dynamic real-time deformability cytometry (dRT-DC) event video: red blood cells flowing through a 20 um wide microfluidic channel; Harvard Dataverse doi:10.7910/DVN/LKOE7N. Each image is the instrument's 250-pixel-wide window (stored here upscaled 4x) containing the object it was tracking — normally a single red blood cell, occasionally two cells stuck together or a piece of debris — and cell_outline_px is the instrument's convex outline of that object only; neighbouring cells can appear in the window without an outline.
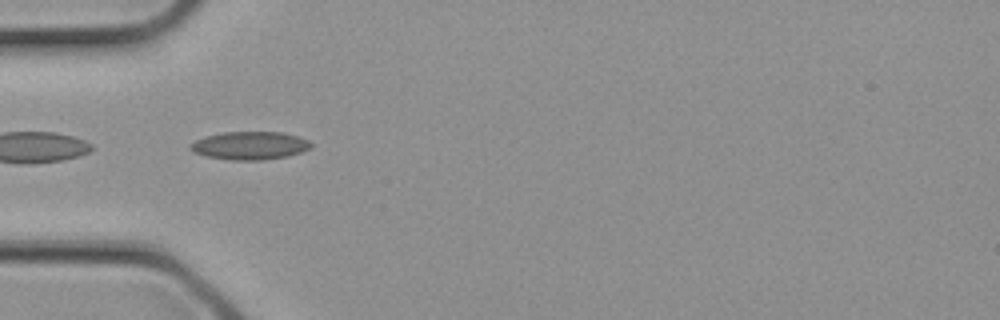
{"species": "common noctule bat (a hibernating species)", "species_latin": "Nyctalus noctula", "temperature_condition": "cold", "stored_images_in_passage": 1, "camera_frame_rate_fps": 3000, "um_per_image_px": 0.085, "animal": {"sex": "female", "body_mass_g": 21.9}, "frame": {"image": 1, "passage_image": 1, "time_ms": 0.0, "image_size_px": [1000, 320], "cell_outline_px": [[312, 148], [288, 156], [264, 160], [228, 160], [204, 156], [192, 152], [188, 148], [188, 144], [204, 136], [224, 132], [280, 132], [296, 136], [308, 140], [312, 144]], "centroid_in_image_um": [21.18, 12.38], "position_along_channel_um": 63.8, "area_um2": 19.94}}